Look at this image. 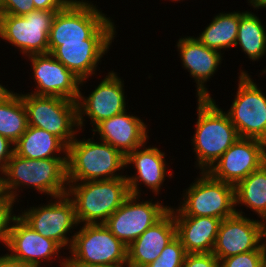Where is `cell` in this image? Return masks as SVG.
Wrapping results in <instances>:
<instances>
[{"instance_id":"6da1fadb","label":"cell","mask_w":266,"mask_h":267,"mask_svg":"<svg viewBox=\"0 0 266 267\" xmlns=\"http://www.w3.org/2000/svg\"><path fill=\"white\" fill-rule=\"evenodd\" d=\"M7 198L18 204L22 189H33L49 198L67 194V159H29L15 153L3 171ZM23 187V188H22ZM17 201V202H16Z\"/></svg>"},{"instance_id":"7a4b0ae2","label":"cell","mask_w":266,"mask_h":267,"mask_svg":"<svg viewBox=\"0 0 266 267\" xmlns=\"http://www.w3.org/2000/svg\"><path fill=\"white\" fill-rule=\"evenodd\" d=\"M197 122L191 137L195 169L208 171L240 138L228 114L211 98H197Z\"/></svg>"},{"instance_id":"3957f363","label":"cell","mask_w":266,"mask_h":267,"mask_svg":"<svg viewBox=\"0 0 266 267\" xmlns=\"http://www.w3.org/2000/svg\"><path fill=\"white\" fill-rule=\"evenodd\" d=\"M125 164L126 157L121 152L106 142L94 140V135L82 140L76 137L68 145V182L125 178Z\"/></svg>"},{"instance_id":"277c9868","label":"cell","mask_w":266,"mask_h":267,"mask_svg":"<svg viewBox=\"0 0 266 267\" xmlns=\"http://www.w3.org/2000/svg\"><path fill=\"white\" fill-rule=\"evenodd\" d=\"M129 195L126 178L68 182L78 225L104 224Z\"/></svg>"},{"instance_id":"5b68a950","label":"cell","mask_w":266,"mask_h":267,"mask_svg":"<svg viewBox=\"0 0 266 267\" xmlns=\"http://www.w3.org/2000/svg\"><path fill=\"white\" fill-rule=\"evenodd\" d=\"M184 189L179 206L171 207L173 216L215 217L226 219L236 213L235 186L214 179L207 171H199Z\"/></svg>"},{"instance_id":"8992f818","label":"cell","mask_w":266,"mask_h":267,"mask_svg":"<svg viewBox=\"0 0 266 267\" xmlns=\"http://www.w3.org/2000/svg\"><path fill=\"white\" fill-rule=\"evenodd\" d=\"M21 97L27 112L29 126L48 131L60 138L67 146L79 136L76 101L57 96L22 94V92Z\"/></svg>"},{"instance_id":"52a82bcc","label":"cell","mask_w":266,"mask_h":267,"mask_svg":"<svg viewBox=\"0 0 266 267\" xmlns=\"http://www.w3.org/2000/svg\"><path fill=\"white\" fill-rule=\"evenodd\" d=\"M116 25L109 19L89 38L82 42L63 43L50 54L81 79L80 89L96 75L101 59L108 53L116 37Z\"/></svg>"},{"instance_id":"ba28073f","label":"cell","mask_w":266,"mask_h":267,"mask_svg":"<svg viewBox=\"0 0 266 267\" xmlns=\"http://www.w3.org/2000/svg\"><path fill=\"white\" fill-rule=\"evenodd\" d=\"M78 226L80 229L73 233L67 264L127 263V246L104 224Z\"/></svg>"},{"instance_id":"9c48e42d","label":"cell","mask_w":266,"mask_h":267,"mask_svg":"<svg viewBox=\"0 0 266 267\" xmlns=\"http://www.w3.org/2000/svg\"><path fill=\"white\" fill-rule=\"evenodd\" d=\"M239 71L236 95L225 112L240 138L262 140L266 136V94L248 71Z\"/></svg>"},{"instance_id":"30bf717a","label":"cell","mask_w":266,"mask_h":267,"mask_svg":"<svg viewBox=\"0 0 266 267\" xmlns=\"http://www.w3.org/2000/svg\"><path fill=\"white\" fill-rule=\"evenodd\" d=\"M109 18L91 1L72 0L56 12L48 36V53L63 43L89 39Z\"/></svg>"},{"instance_id":"8fae6325","label":"cell","mask_w":266,"mask_h":267,"mask_svg":"<svg viewBox=\"0 0 266 267\" xmlns=\"http://www.w3.org/2000/svg\"><path fill=\"white\" fill-rule=\"evenodd\" d=\"M47 203L24 208L18 215L43 237L54 240L63 250H69L74 238L70 233L78 228L74 203L67 194L51 198Z\"/></svg>"},{"instance_id":"7c38bea8","label":"cell","mask_w":266,"mask_h":267,"mask_svg":"<svg viewBox=\"0 0 266 267\" xmlns=\"http://www.w3.org/2000/svg\"><path fill=\"white\" fill-rule=\"evenodd\" d=\"M58 11L33 10L24 16L0 15V39L25 57L48 53V36Z\"/></svg>"},{"instance_id":"4fadbf2b","label":"cell","mask_w":266,"mask_h":267,"mask_svg":"<svg viewBox=\"0 0 266 267\" xmlns=\"http://www.w3.org/2000/svg\"><path fill=\"white\" fill-rule=\"evenodd\" d=\"M221 221L212 253L219 259L252 250H266V223L247 217L242 209Z\"/></svg>"},{"instance_id":"5bb4252c","label":"cell","mask_w":266,"mask_h":267,"mask_svg":"<svg viewBox=\"0 0 266 267\" xmlns=\"http://www.w3.org/2000/svg\"><path fill=\"white\" fill-rule=\"evenodd\" d=\"M130 194L124 203L105 221L104 225L127 247L170 209L161 201L142 200ZM142 201H140V200Z\"/></svg>"},{"instance_id":"9a60e30c","label":"cell","mask_w":266,"mask_h":267,"mask_svg":"<svg viewBox=\"0 0 266 267\" xmlns=\"http://www.w3.org/2000/svg\"><path fill=\"white\" fill-rule=\"evenodd\" d=\"M6 248L7 253L11 252V257L34 267L51 266L57 258L60 267L67 266V256H62L60 252L63 248L54 240L36 232L19 215L11 220Z\"/></svg>"},{"instance_id":"2e32d148","label":"cell","mask_w":266,"mask_h":267,"mask_svg":"<svg viewBox=\"0 0 266 267\" xmlns=\"http://www.w3.org/2000/svg\"><path fill=\"white\" fill-rule=\"evenodd\" d=\"M87 96L81 92L77 100L78 124L80 131L84 129L86 117L90 118V124L94 128L98 123L111 118L119 113L129 110L125 96L124 80L118 76V73L111 70L94 87ZM126 97V98H125ZM85 117V118H84Z\"/></svg>"},{"instance_id":"e0dca14e","label":"cell","mask_w":266,"mask_h":267,"mask_svg":"<svg viewBox=\"0 0 266 267\" xmlns=\"http://www.w3.org/2000/svg\"><path fill=\"white\" fill-rule=\"evenodd\" d=\"M31 62L32 77L35 82L36 96H57L73 101L78 100L81 79L68 70L50 53L34 54L27 57Z\"/></svg>"},{"instance_id":"ac0fdd59","label":"cell","mask_w":266,"mask_h":267,"mask_svg":"<svg viewBox=\"0 0 266 267\" xmlns=\"http://www.w3.org/2000/svg\"><path fill=\"white\" fill-rule=\"evenodd\" d=\"M265 163L261 140L239 138L207 172L214 179L236 186Z\"/></svg>"},{"instance_id":"d6986e66","label":"cell","mask_w":266,"mask_h":267,"mask_svg":"<svg viewBox=\"0 0 266 267\" xmlns=\"http://www.w3.org/2000/svg\"><path fill=\"white\" fill-rule=\"evenodd\" d=\"M146 146L147 143L126 156V169L131 165L136 172L134 175H127L126 173L125 178L128 181L130 194L141 196L143 190L140 186L144 184L143 186L152 191L153 196H157L160 194L166 177L172 178L173 172L167 171L169 165L166 164L165 152L153 145L152 147L151 145Z\"/></svg>"},{"instance_id":"ffe728a7","label":"cell","mask_w":266,"mask_h":267,"mask_svg":"<svg viewBox=\"0 0 266 267\" xmlns=\"http://www.w3.org/2000/svg\"><path fill=\"white\" fill-rule=\"evenodd\" d=\"M176 47L182 67L189 72L196 83V97L211 98L212 94H209L206 82L215 76L224 60L222 56L224 52L208 48L194 36L179 38Z\"/></svg>"},{"instance_id":"44dd1931","label":"cell","mask_w":266,"mask_h":267,"mask_svg":"<svg viewBox=\"0 0 266 267\" xmlns=\"http://www.w3.org/2000/svg\"><path fill=\"white\" fill-rule=\"evenodd\" d=\"M130 113L126 110L103 120L91 129L99 140L110 144L125 157L136 148L148 143L150 138L145 121Z\"/></svg>"},{"instance_id":"7402d4cb","label":"cell","mask_w":266,"mask_h":267,"mask_svg":"<svg viewBox=\"0 0 266 267\" xmlns=\"http://www.w3.org/2000/svg\"><path fill=\"white\" fill-rule=\"evenodd\" d=\"M176 237V224L169 210L127 247V263L131 267H145L161 254Z\"/></svg>"},{"instance_id":"603a6c76","label":"cell","mask_w":266,"mask_h":267,"mask_svg":"<svg viewBox=\"0 0 266 267\" xmlns=\"http://www.w3.org/2000/svg\"><path fill=\"white\" fill-rule=\"evenodd\" d=\"M176 236L186 253H212L222 219L215 217L173 216Z\"/></svg>"},{"instance_id":"cb8c5ba5","label":"cell","mask_w":266,"mask_h":267,"mask_svg":"<svg viewBox=\"0 0 266 267\" xmlns=\"http://www.w3.org/2000/svg\"><path fill=\"white\" fill-rule=\"evenodd\" d=\"M67 151L68 146L60 138L44 129L29 125L14 143V153L29 159H67Z\"/></svg>"},{"instance_id":"d4e9b609","label":"cell","mask_w":266,"mask_h":267,"mask_svg":"<svg viewBox=\"0 0 266 267\" xmlns=\"http://www.w3.org/2000/svg\"><path fill=\"white\" fill-rule=\"evenodd\" d=\"M239 22L240 11L220 12L196 38L208 48L219 52L228 51L235 48Z\"/></svg>"},{"instance_id":"484cf974","label":"cell","mask_w":266,"mask_h":267,"mask_svg":"<svg viewBox=\"0 0 266 267\" xmlns=\"http://www.w3.org/2000/svg\"><path fill=\"white\" fill-rule=\"evenodd\" d=\"M252 11H240L238 35L235 43L251 61H260L266 55V28ZM260 59V60H259Z\"/></svg>"},{"instance_id":"4316f807","label":"cell","mask_w":266,"mask_h":267,"mask_svg":"<svg viewBox=\"0 0 266 267\" xmlns=\"http://www.w3.org/2000/svg\"><path fill=\"white\" fill-rule=\"evenodd\" d=\"M242 205L266 223V163L235 186V208Z\"/></svg>"},{"instance_id":"83f0119b","label":"cell","mask_w":266,"mask_h":267,"mask_svg":"<svg viewBox=\"0 0 266 267\" xmlns=\"http://www.w3.org/2000/svg\"><path fill=\"white\" fill-rule=\"evenodd\" d=\"M27 126V112L21 93L11 91L0 101V135L15 143Z\"/></svg>"},{"instance_id":"f1b7e54d","label":"cell","mask_w":266,"mask_h":267,"mask_svg":"<svg viewBox=\"0 0 266 267\" xmlns=\"http://www.w3.org/2000/svg\"><path fill=\"white\" fill-rule=\"evenodd\" d=\"M186 254L184 246L176 236L167 244L155 261L145 267H182Z\"/></svg>"},{"instance_id":"f546056e","label":"cell","mask_w":266,"mask_h":267,"mask_svg":"<svg viewBox=\"0 0 266 267\" xmlns=\"http://www.w3.org/2000/svg\"><path fill=\"white\" fill-rule=\"evenodd\" d=\"M266 250H252L221 259L220 267H264Z\"/></svg>"},{"instance_id":"4dcf8cb0","label":"cell","mask_w":266,"mask_h":267,"mask_svg":"<svg viewBox=\"0 0 266 267\" xmlns=\"http://www.w3.org/2000/svg\"><path fill=\"white\" fill-rule=\"evenodd\" d=\"M14 205L16 203L9 198H5L0 203V242L6 247L8 241L9 228L14 214Z\"/></svg>"},{"instance_id":"1f68e13d","label":"cell","mask_w":266,"mask_h":267,"mask_svg":"<svg viewBox=\"0 0 266 267\" xmlns=\"http://www.w3.org/2000/svg\"><path fill=\"white\" fill-rule=\"evenodd\" d=\"M182 267H220L213 253H187Z\"/></svg>"},{"instance_id":"d6a6232c","label":"cell","mask_w":266,"mask_h":267,"mask_svg":"<svg viewBox=\"0 0 266 267\" xmlns=\"http://www.w3.org/2000/svg\"><path fill=\"white\" fill-rule=\"evenodd\" d=\"M33 10V0H2V14L24 16Z\"/></svg>"},{"instance_id":"836d02e7","label":"cell","mask_w":266,"mask_h":267,"mask_svg":"<svg viewBox=\"0 0 266 267\" xmlns=\"http://www.w3.org/2000/svg\"><path fill=\"white\" fill-rule=\"evenodd\" d=\"M14 154V143L0 135V171H4Z\"/></svg>"},{"instance_id":"e575fe53","label":"cell","mask_w":266,"mask_h":267,"mask_svg":"<svg viewBox=\"0 0 266 267\" xmlns=\"http://www.w3.org/2000/svg\"><path fill=\"white\" fill-rule=\"evenodd\" d=\"M72 0H33L35 9L60 11L63 10Z\"/></svg>"},{"instance_id":"d590c367","label":"cell","mask_w":266,"mask_h":267,"mask_svg":"<svg viewBox=\"0 0 266 267\" xmlns=\"http://www.w3.org/2000/svg\"><path fill=\"white\" fill-rule=\"evenodd\" d=\"M0 267H34L30 263L15 259L6 252L0 255Z\"/></svg>"},{"instance_id":"8d00e7d4","label":"cell","mask_w":266,"mask_h":267,"mask_svg":"<svg viewBox=\"0 0 266 267\" xmlns=\"http://www.w3.org/2000/svg\"><path fill=\"white\" fill-rule=\"evenodd\" d=\"M68 267H131L128 263L120 264H67Z\"/></svg>"},{"instance_id":"74e56055","label":"cell","mask_w":266,"mask_h":267,"mask_svg":"<svg viewBox=\"0 0 266 267\" xmlns=\"http://www.w3.org/2000/svg\"><path fill=\"white\" fill-rule=\"evenodd\" d=\"M248 5L253 9H263L266 8V0H247Z\"/></svg>"},{"instance_id":"f35d334b","label":"cell","mask_w":266,"mask_h":267,"mask_svg":"<svg viewBox=\"0 0 266 267\" xmlns=\"http://www.w3.org/2000/svg\"><path fill=\"white\" fill-rule=\"evenodd\" d=\"M4 191V181H3V172L0 171V203L6 198Z\"/></svg>"},{"instance_id":"ab89813d","label":"cell","mask_w":266,"mask_h":267,"mask_svg":"<svg viewBox=\"0 0 266 267\" xmlns=\"http://www.w3.org/2000/svg\"><path fill=\"white\" fill-rule=\"evenodd\" d=\"M8 89L9 88H6L5 85H2V83H0V101L11 92V90Z\"/></svg>"},{"instance_id":"60d3db41","label":"cell","mask_w":266,"mask_h":267,"mask_svg":"<svg viewBox=\"0 0 266 267\" xmlns=\"http://www.w3.org/2000/svg\"><path fill=\"white\" fill-rule=\"evenodd\" d=\"M261 141H262V146H263L264 157L266 160V136Z\"/></svg>"},{"instance_id":"b9f144b4","label":"cell","mask_w":266,"mask_h":267,"mask_svg":"<svg viewBox=\"0 0 266 267\" xmlns=\"http://www.w3.org/2000/svg\"><path fill=\"white\" fill-rule=\"evenodd\" d=\"M2 14V0H0V15Z\"/></svg>"},{"instance_id":"7bdbcfd3","label":"cell","mask_w":266,"mask_h":267,"mask_svg":"<svg viewBox=\"0 0 266 267\" xmlns=\"http://www.w3.org/2000/svg\"><path fill=\"white\" fill-rule=\"evenodd\" d=\"M263 74H266V68H264V70H262V73H259V75H263Z\"/></svg>"},{"instance_id":"ee69618b","label":"cell","mask_w":266,"mask_h":267,"mask_svg":"<svg viewBox=\"0 0 266 267\" xmlns=\"http://www.w3.org/2000/svg\"><path fill=\"white\" fill-rule=\"evenodd\" d=\"M264 267H266V252H265V255H264Z\"/></svg>"},{"instance_id":"f6af8a7d","label":"cell","mask_w":266,"mask_h":267,"mask_svg":"<svg viewBox=\"0 0 266 267\" xmlns=\"http://www.w3.org/2000/svg\"><path fill=\"white\" fill-rule=\"evenodd\" d=\"M170 1H172V2H174V1H175V2L177 3L178 1H180V2H181V1H183V0H170Z\"/></svg>"}]
</instances>
